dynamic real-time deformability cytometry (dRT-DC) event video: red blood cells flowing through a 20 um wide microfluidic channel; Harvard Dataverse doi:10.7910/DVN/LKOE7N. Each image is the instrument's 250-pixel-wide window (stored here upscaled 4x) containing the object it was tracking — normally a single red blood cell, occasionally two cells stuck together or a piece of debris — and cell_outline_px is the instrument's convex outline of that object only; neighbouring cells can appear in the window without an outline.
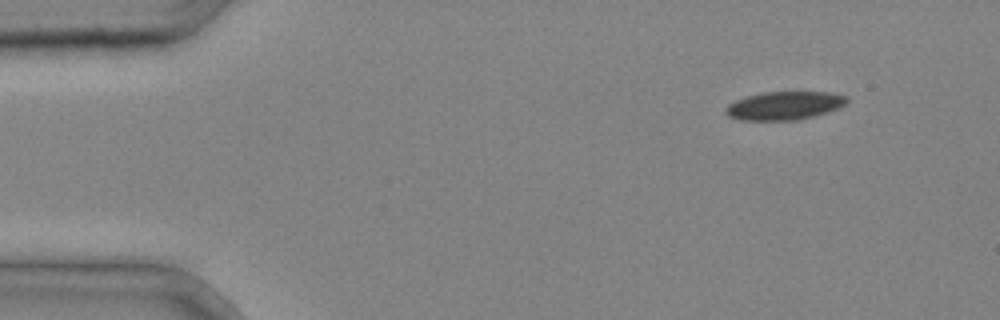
{"species": "common noctule bat (a hibernating species)", "species_latin": "Nyctalus noctula", "temperature_condition": "cold", "stored_images_in_passage": 3, "camera_frame_rate_fps": 3000, "um_per_image_px": 0.085, "animal": {"sex": "male", "body_mass_g": 20.4}, "frame": {"image": 1, "passage_image": 1, "time_ms": 0.0, "image_size_px": [1000, 320], "cell_outline_px": [[848, 100], [840, 108], [828, 112], [796, 120], [740, 120], [728, 116], [724, 112], [724, 108], [728, 104], [736, 100], [760, 92], [832, 92], [848, 96]], "centroid_in_image_um": [66.67, 8.97], "position_along_channel_um": 18.3, "area_um2": 20.11}}
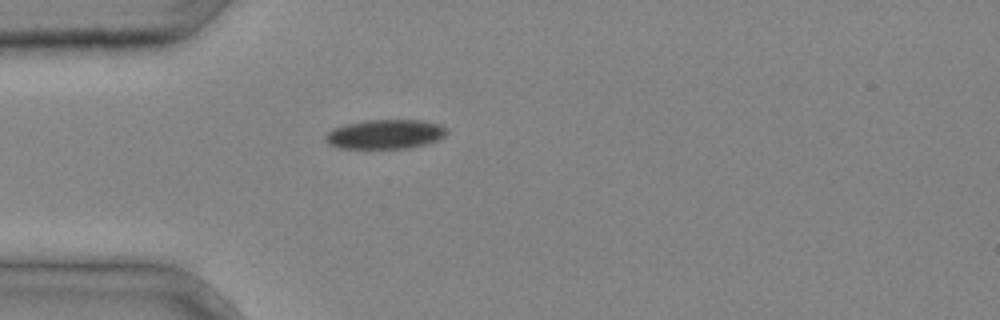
{"frame": {"image": 2, "passage_image": 3, "time_ms": 0.667, "image_size_px": [1000, 320], "cell_outline_px": [[448, 132], [440, 140], [424, 144], [404, 148], [340, 148], [328, 144], [324, 140], [324, 136], [332, 128], [364, 120], [424, 120], [440, 124], [448, 128]], "centroid_in_image_um": [32.76, 11.4], "position_along_channel_um": 52.2, "area_um2": 20.87}}